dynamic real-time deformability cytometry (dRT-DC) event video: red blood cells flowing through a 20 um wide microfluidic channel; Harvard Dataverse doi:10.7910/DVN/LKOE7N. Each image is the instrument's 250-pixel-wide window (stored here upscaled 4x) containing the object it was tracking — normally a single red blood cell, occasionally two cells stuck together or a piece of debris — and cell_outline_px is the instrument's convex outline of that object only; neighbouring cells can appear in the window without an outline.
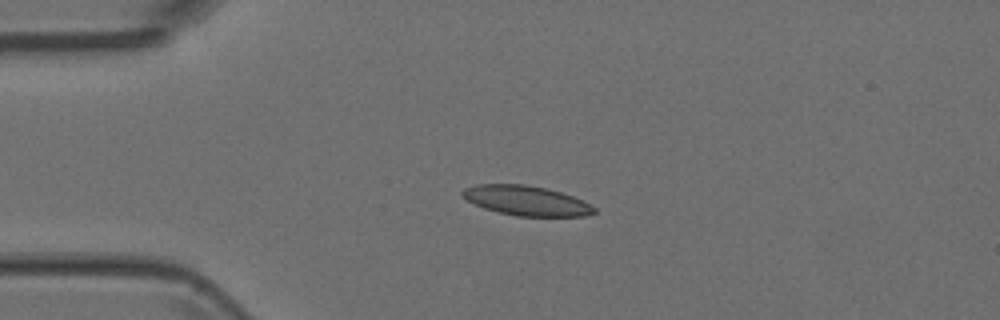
{"species": "Egyptian fruit bat (a non-hibernating species)", "species_latin": "Rousettus aegyptiacus", "temperature_condition": "room temperature", "stored_images_in_passage": 4, "camera_frame_rate_fps": 3000, "um_per_image_px": 0.085, "animal": {"sex": "female"}, "frame": {"image": 1, "passage_image": 3, "time_ms": 0.667, "image_size_px": [1000, 320], "cell_outline_px": [[596, 212], [584, 216], [516, 216], [496, 212], [484, 208], [468, 200], [460, 192], [464, 188], [476, 184], [524, 184], [548, 188], [572, 196], [596, 208]], "centroid_in_image_um": [44.71, 17.05], "position_along_channel_um": 40.3, "area_um2": 22.72}}